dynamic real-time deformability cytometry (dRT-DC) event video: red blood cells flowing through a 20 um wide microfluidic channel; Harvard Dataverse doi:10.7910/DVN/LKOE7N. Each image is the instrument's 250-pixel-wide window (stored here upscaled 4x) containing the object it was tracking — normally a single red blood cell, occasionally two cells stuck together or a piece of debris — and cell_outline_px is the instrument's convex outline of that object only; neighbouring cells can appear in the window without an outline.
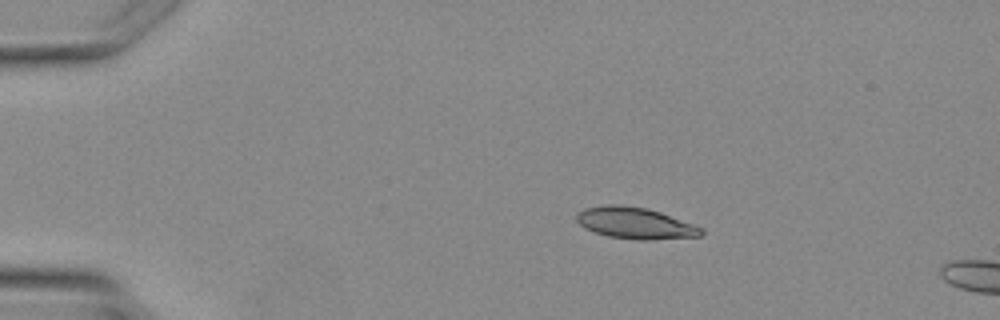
{"species": "Egyptian fruit bat (a non-hibernating species)", "species_latin": "Rousettus aegyptiacus", "temperature_condition": "warm", "stored_images_in_passage": 2, "camera_frame_rate_fps": 3000, "um_per_image_px": 0.085, "animal": {"sex": "female"}, "frame": {"image": 1, "passage_image": 1, "time_ms": 0.0, "image_size_px": [1000, 320], "cell_outline_px": [[704, 236], [652, 240], [640, 240], [608, 236], [584, 228], [576, 220], [576, 216], [584, 208], [604, 204], [620, 204], [644, 208], [660, 212], [704, 228]], "centroid_in_image_um": [54.02, 18.97], "position_along_channel_um": 31.0, "area_um2": 22.89}}